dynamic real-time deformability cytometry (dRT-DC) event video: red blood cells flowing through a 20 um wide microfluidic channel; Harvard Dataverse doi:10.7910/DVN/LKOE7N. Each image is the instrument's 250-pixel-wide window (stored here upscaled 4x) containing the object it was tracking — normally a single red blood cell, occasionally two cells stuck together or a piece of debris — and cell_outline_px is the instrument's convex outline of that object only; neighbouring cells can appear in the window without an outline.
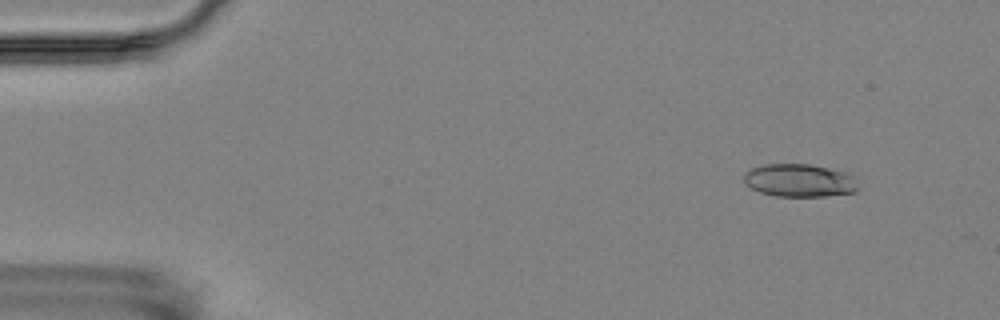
{"species": "Egyptian fruit bat (a non-hibernating species)", "species_latin": "Rousettus aegyptiacus", "temperature_condition": "room temperature", "stored_images_in_passage": 5, "camera_frame_rate_fps": 3000, "um_per_image_px": 0.085, "animal": {"sex": "female"}, "frame": {"image": 1, "passage_image": 2, "time_ms": 1.333, "image_size_px": [1000, 320], "cell_outline_px": [[860, 188], [856, 192], [824, 196], [776, 196], [760, 192], [744, 184], [744, 172], [752, 168], [764, 164], [808, 164], [848, 172], [852, 176]], "centroid_in_image_um": [67.96, 15.34], "position_along_channel_um": 17.0, "area_um2": 22.02}}